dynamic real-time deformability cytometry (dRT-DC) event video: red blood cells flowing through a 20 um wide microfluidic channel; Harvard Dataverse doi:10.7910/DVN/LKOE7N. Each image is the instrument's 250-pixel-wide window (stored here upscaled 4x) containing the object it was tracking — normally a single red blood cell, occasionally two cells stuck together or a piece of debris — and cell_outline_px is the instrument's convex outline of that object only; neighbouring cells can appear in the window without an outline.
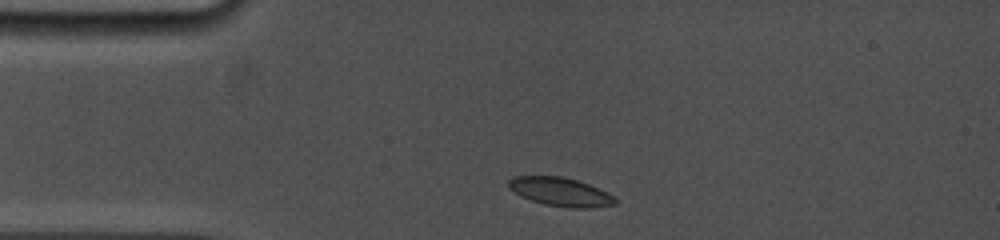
{"species": "common noctule bat (a hibernating species)", "species_latin": "Nyctalus noctula", "temperature_condition": "cold", "stored_images_in_passage": 4, "camera_frame_rate_fps": 5000, "um_per_image_px": 0.085, "animal": {"sex": "female", "body_mass_g": 19.0, "forearm_length_mm": 53.3}, "frame": {"image": 1, "passage_image": 1, "time_ms": 0.0, "image_size_px": [1000, 240], "cell_outline_px": [[620, 200], [616, 204], [588, 208], [568, 208], [544, 204], [520, 196], [508, 188], [508, 180], [512, 176], [560, 176], [576, 180], [588, 184], [616, 196]], "centroid_in_image_um": [47.65, 16.31], "position_along_channel_um": 37.3, "area_um2": 17.92}}